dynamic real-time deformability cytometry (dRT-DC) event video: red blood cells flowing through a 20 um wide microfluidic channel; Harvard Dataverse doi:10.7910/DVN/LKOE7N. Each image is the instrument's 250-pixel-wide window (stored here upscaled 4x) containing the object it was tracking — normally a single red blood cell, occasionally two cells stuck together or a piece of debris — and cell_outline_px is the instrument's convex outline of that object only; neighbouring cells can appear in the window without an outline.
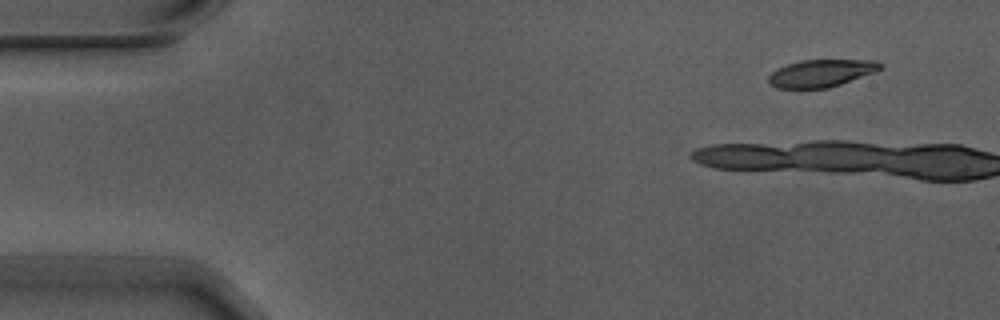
{"species": "Egyptian fruit bat (a non-hibernating species)", "species_latin": "Rousettus aegyptiacus", "temperature_condition": "warm", "stored_images_in_passage": 8, "camera_frame_rate_fps": 3000, "um_per_image_px": 0.085, "animal": {"sex": "male"}, "frame": {"image": 1, "passage_image": 1, "time_ms": 0.0, "image_size_px": [1000, 320], "cell_outline_px": [[884, 64], [876, 72], [828, 88], [776, 88], [768, 84], [768, 76], [776, 68], [800, 60], [876, 60]], "centroid_in_image_um": [69.78, 6.22], "position_along_channel_um": 15.2, "area_um2": 17.92}}